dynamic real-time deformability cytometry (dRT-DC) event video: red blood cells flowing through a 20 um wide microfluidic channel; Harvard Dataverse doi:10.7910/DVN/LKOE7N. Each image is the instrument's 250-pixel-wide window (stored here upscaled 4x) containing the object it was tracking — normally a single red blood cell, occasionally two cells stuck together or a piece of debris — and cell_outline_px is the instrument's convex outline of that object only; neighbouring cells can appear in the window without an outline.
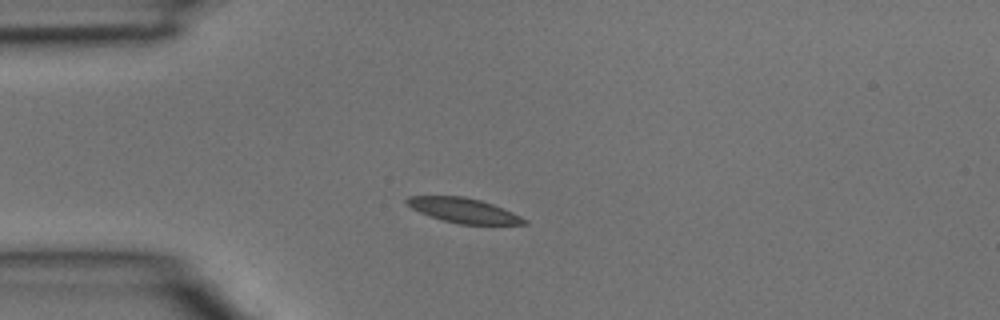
{"species": "common noctule bat (a hibernating species)", "species_latin": "Nyctalus noctula", "temperature_condition": "room temperature", "stored_images_in_passage": 2, "camera_frame_rate_fps": 3000, "um_per_image_px": 0.085, "animal": {"sex": "male", "body_mass_g": 15.6}, "frame": {"image": 1, "passage_image": 2, "time_ms": 0.333, "image_size_px": [1000, 320], "cell_outline_px": [[528, 224], [460, 224], [444, 220], [420, 212], [412, 208], [404, 200], [408, 196], [464, 196], [480, 200], [504, 208], [528, 220]], "centroid_in_image_um": [39.43, 17.88], "position_along_channel_um": 45.6, "area_um2": 16.7}}